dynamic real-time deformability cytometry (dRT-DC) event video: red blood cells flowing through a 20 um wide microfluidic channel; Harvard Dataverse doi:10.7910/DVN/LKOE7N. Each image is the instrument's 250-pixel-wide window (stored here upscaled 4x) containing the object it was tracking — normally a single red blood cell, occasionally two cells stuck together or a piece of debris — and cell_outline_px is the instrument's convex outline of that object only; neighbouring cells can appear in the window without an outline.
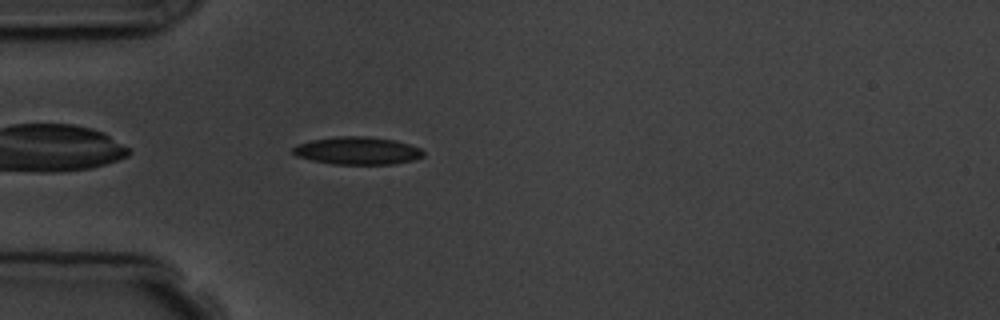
{"species": "common noctule bat (a hibernating species)", "species_latin": "Nyctalus noctula", "temperature_condition": "room temperature", "stored_images_in_passage": 5, "camera_frame_rate_fps": 3000, "um_per_image_px": 0.085, "animal": {"sex": "male", "body_mass_g": 19.5, "forearm_length_mm": 54.6}, "frame": {"image": 1, "passage_image": 5, "time_ms": 4.667, "image_size_px": [1000, 320], "cell_outline_px": [[424, 156], [412, 160], [392, 164], [332, 164], [312, 160], [296, 156], [292, 152], [292, 148], [296, 144], [312, 140], [336, 136], [368, 136], [396, 140], [420, 148], [424, 152]], "centroid_in_image_um": [30.36, 12.8], "position_along_channel_um": 54.6, "area_um2": 21.1}}